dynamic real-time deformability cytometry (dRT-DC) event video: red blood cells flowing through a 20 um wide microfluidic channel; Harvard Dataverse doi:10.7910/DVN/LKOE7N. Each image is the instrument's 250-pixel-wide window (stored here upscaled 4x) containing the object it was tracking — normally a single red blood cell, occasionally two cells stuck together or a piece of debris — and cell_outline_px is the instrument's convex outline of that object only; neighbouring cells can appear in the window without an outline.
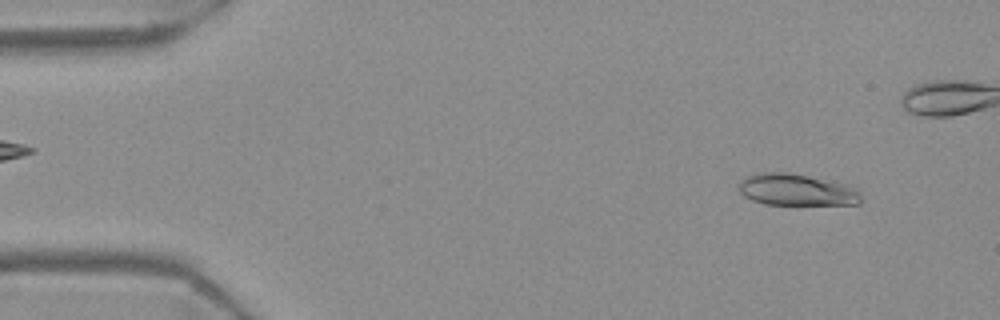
{"species": "Egyptian fruit bat (a non-hibernating species)", "species_latin": "Rousettus aegyptiacus", "temperature_condition": "warm", "stored_images_in_passage": 46, "camera_frame_rate_fps": 3000, "um_per_image_px": 0.085, "frame": {"image": 1, "passage_image": 4, "time_ms": 1.0, "image_size_px": [1000, 320], "cell_outline_px": [[864, 200], [860, 204], [764, 204], [752, 200], [744, 196], [740, 192], [736, 184], [744, 176], [756, 172], [788, 172], [848, 184], [856, 188], [860, 192]], "centroid_in_image_um": [67.69, 16.12], "position_along_channel_um": 17.3, "area_um2": 23.0}}
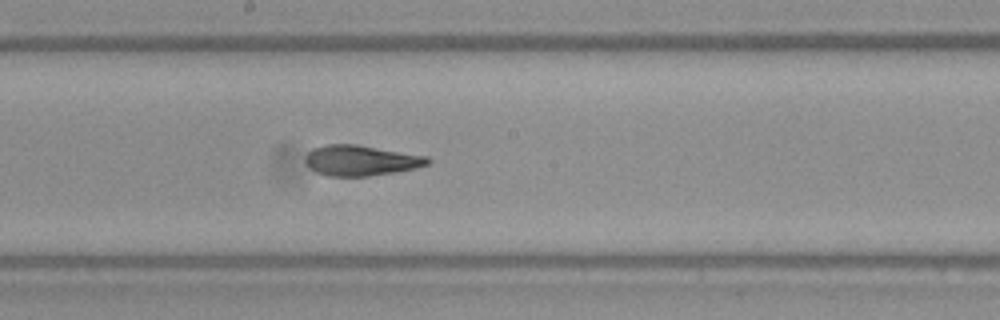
{"frame": {"image": 2, "passage_image": 28, "time_ms": 9.0, "image_size_px": [1000, 320], "cell_outline_px": [[432, 160], [428, 164], [416, 168], [396, 172], [368, 176], [328, 176], [316, 172], [304, 160], [304, 156], [312, 148], [324, 144], [356, 144], [428, 156]], "centroid_in_image_um": [30.68, 13.63], "position_along_channel_um": 217.5, "area_um2": 21.85}}
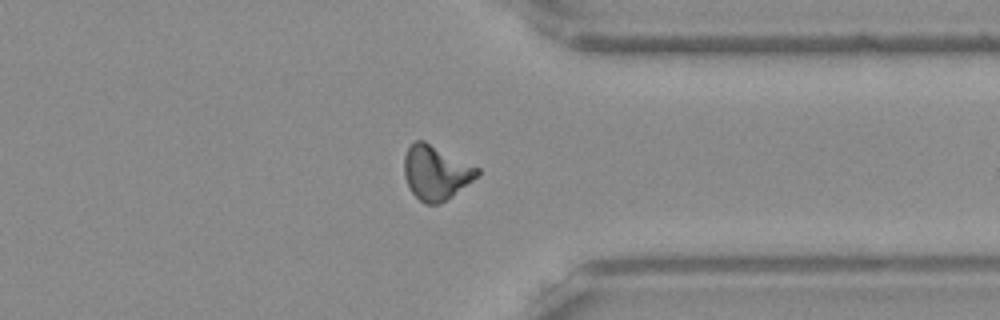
{"frame": {"image": 3, "passage_image": 41, "time_ms": 13.333, "image_size_px": [1000, 320], "cell_outline_px": [[480, 172], [472, 180], [452, 196], [440, 204], [424, 204], [412, 192], [404, 176], [404, 156], [408, 148], [416, 140], [424, 140], [480, 168]], "centroid_in_image_um": [37.04, 14.66], "position_along_channel_um": 374.4, "area_um2": 22.95}}